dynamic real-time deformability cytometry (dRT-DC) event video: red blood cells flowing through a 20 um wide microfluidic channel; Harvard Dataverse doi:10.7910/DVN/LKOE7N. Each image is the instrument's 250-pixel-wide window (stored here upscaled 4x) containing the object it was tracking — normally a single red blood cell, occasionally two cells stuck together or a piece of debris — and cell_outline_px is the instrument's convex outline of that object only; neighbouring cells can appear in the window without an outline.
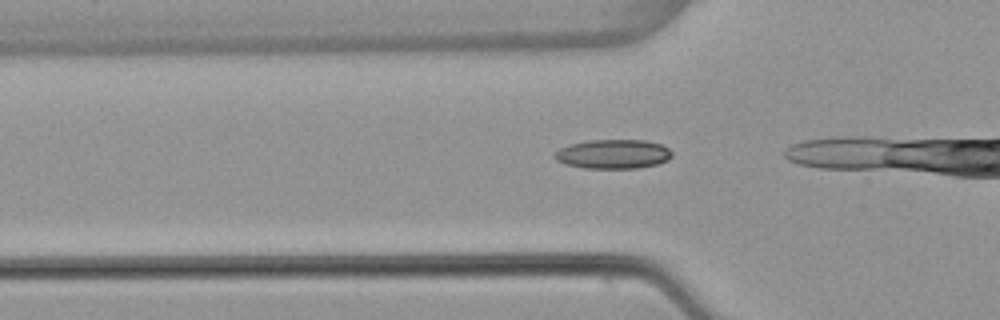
{"species": "common noctule bat (a hibernating species)", "species_latin": "Nyctalus noctula", "temperature_condition": "warm", "stored_images_in_passage": 8, "camera_frame_rate_fps": 3000, "um_per_image_px": 0.085, "animal": {"sex": "female", "body_mass_g": 22.7, "forearm_length_mm": 54.2}, "frame": {"image": 1, "passage_image": 2, "time_ms": 0.333, "image_size_px": [1000, 320], "cell_outline_px": [[672, 156], [668, 160], [656, 164], [636, 168], [584, 168], [564, 164], [556, 160], [552, 156], [560, 148], [568, 144], [588, 140], [644, 140], [660, 144], [668, 148], [672, 152]], "centroid_in_image_um": [52.08, 13.09], "position_along_channel_um": 73.7, "area_um2": 20.06}}